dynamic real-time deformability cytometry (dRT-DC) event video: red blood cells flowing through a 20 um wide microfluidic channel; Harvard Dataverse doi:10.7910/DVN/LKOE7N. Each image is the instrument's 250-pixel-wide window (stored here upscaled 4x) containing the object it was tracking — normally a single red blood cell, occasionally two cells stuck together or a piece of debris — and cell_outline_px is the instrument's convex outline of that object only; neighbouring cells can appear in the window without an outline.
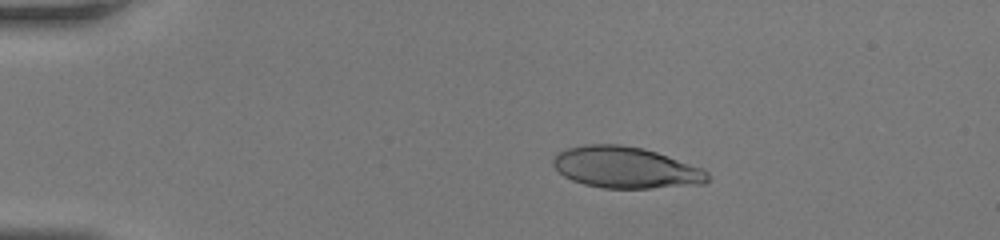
{"species": "human", "species_latin": "Homo sapiens", "temperature_condition": "room temperature", "stored_images_in_passage": 37, "camera_frame_rate_fps": 3000, "um_per_image_px": 0.085, "donor": {"sex": "female"}, "frame": {"image": 1, "passage_image": 1, "time_ms": 0.0, "image_size_px": [1000, 240], "cell_outline_px": [[708, 180], [704, 184], [652, 188], [600, 188], [584, 184], [572, 180], [564, 176], [552, 164], [552, 156], [556, 152], [568, 148], [584, 144], [620, 144], [644, 148], [704, 168], [708, 172]], "centroid_in_image_um": [53.17, 14.23], "position_along_channel_um": 31.8, "area_um2": 37.57}}
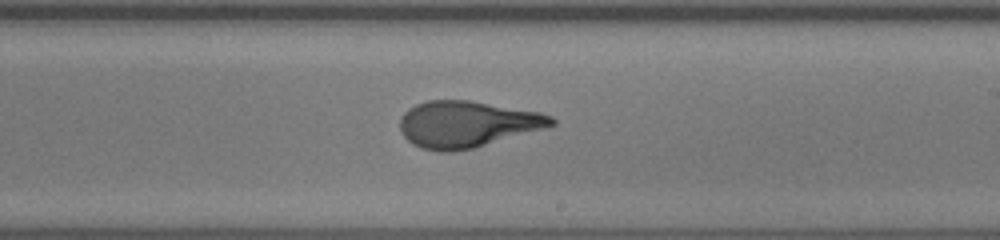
{"frame": {"image": 2, "passage_image": 20, "time_ms": 6.333, "image_size_px": [1000, 240], "cell_outline_px": [[556, 124], [544, 128], [476, 148], [452, 152], [440, 152], [420, 148], [412, 144], [400, 132], [400, 116], [408, 108], [416, 104], [428, 100], [468, 100], [540, 112], [552, 116], [556, 120]], "centroid_in_image_um": [39.67, 10.56], "position_along_channel_um": 249.3, "area_um2": 41.21}}
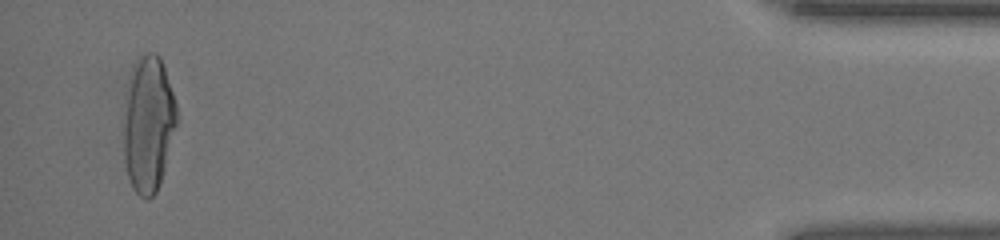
{"frame": {"image": 3, "passage_image": 36, "time_ms": 11.667, "image_size_px": [1000, 240], "cell_outline_px": [[180, 120], [160, 184], [156, 192], [148, 200], [140, 196], [132, 188], [128, 176], [124, 160], [124, 120], [128, 96], [132, 80], [136, 68], [140, 60], [148, 52], [156, 52], [160, 56], [180, 116]], "centroid_in_image_um": [12.68, 10.68], "position_along_channel_um": 422.5, "area_um2": 41.5}}